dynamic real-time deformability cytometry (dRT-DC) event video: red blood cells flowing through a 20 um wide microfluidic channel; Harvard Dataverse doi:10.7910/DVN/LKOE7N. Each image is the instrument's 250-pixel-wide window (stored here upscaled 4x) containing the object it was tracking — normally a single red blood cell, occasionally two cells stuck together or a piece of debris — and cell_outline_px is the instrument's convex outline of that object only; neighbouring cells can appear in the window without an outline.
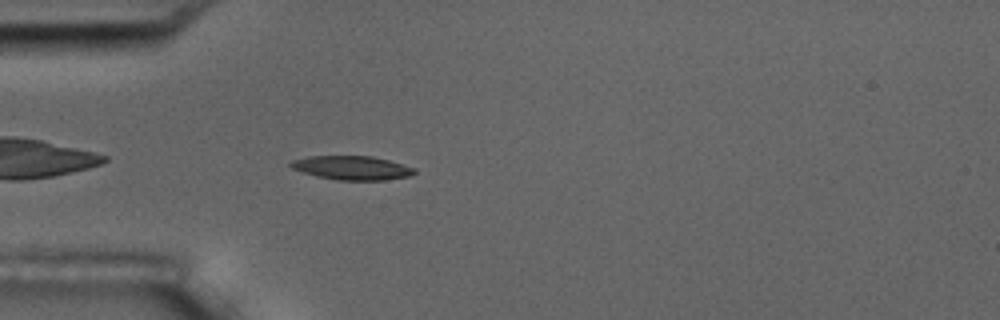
{"species": "common noctule bat (a hibernating species)", "species_latin": "Nyctalus noctula", "temperature_condition": "room temperature", "stored_images_in_passage": 4, "camera_frame_rate_fps": 3000, "um_per_image_px": 0.085, "animal": {"sex": "male", "body_mass_g": 17.5, "forearm_length_mm": 52.3}, "frame": {"image": 1, "passage_image": 4, "time_ms": 1.0, "image_size_px": [1000, 320], "cell_outline_px": [[416, 172], [408, 176], [384, 180], [336, 180], [316, 176], [292, 168], [288, 164], [292, 160], [308, 156], [372, 156], [388, 160], [416, 168]], "centroid_in_image_um": [29.91, 14.26], "position_along_channel_um": 55.1, "area_um2": 17.17}}